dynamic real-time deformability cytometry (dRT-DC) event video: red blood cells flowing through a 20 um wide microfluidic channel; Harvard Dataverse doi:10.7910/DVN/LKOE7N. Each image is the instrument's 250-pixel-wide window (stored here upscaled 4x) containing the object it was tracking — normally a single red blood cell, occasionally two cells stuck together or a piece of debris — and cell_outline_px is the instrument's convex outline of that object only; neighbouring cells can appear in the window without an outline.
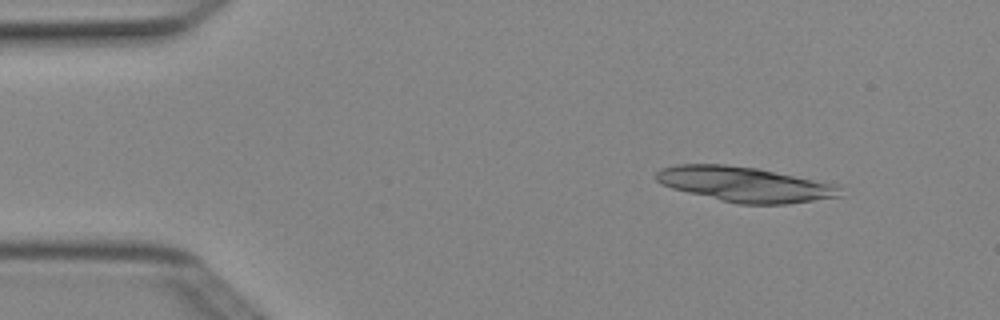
{"species": "Egyptian fruit bat (a non-hibernating species)", "species_latin": "Rousettus aegyptiacus", "temperature_condition": "cold", "stored_images_in_passage": 4, "camera_frame_rate_fps": 3000, "um_per_image_px": 0.085, "animal": {"sex": "female"}, "frame": {"image": 1, "passage_image": 2, "time_ms": 0.333, "image_size_px": [1000, 320], "cell_outline_px": [[840, 196], [788, 204], [736, 204], [672, 188], [660, 184], [656, 180], [656, 172], [660, 168], [676, 164], [724, 164], [760, 168], [840, 184]], "centroid_in_image_um": [63.33, 15.65], "position_along_channel_um": 21.7, "area_um2": 37.92}}